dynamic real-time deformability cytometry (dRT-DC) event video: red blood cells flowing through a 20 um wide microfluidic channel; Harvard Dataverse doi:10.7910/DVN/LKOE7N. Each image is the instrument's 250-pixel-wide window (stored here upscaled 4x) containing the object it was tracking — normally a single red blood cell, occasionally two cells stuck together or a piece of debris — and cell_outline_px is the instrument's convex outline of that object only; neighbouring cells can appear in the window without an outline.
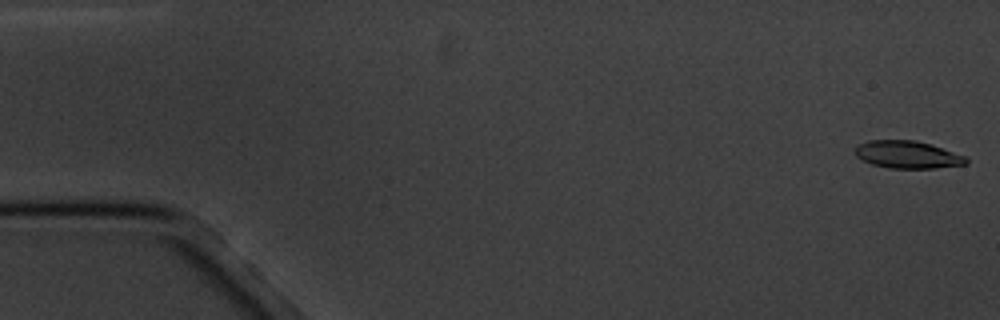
{"species": "common noctule bat (a hibernating species)", "species_latin": "Nyctalus noctula", "temperature_condition": "cold", "stored_images_in_passage": 4, "camera_frame_rate_fps": 3000, "um_per_image_px": 0.085, "animal": {"sex": "male", "body_mass_g": 20.1, "forearm_length_mm": 53.5}, "frame": {"image": 1, "passage_image": 1, "time_ms": 0.0, "image_size_px": [1000, 320], "cell_outline_px": [[968, 164], [936, 168], [888, 168], [872, 164], [856, 156], [852, 148], [868, 140], [916, 140], [932, 144], [964, 156], [968, 160]], "centroid_in_image_um": [77.12, 13.14], "position_along_channel_um": 7.9, "area_um2": 17.86}}